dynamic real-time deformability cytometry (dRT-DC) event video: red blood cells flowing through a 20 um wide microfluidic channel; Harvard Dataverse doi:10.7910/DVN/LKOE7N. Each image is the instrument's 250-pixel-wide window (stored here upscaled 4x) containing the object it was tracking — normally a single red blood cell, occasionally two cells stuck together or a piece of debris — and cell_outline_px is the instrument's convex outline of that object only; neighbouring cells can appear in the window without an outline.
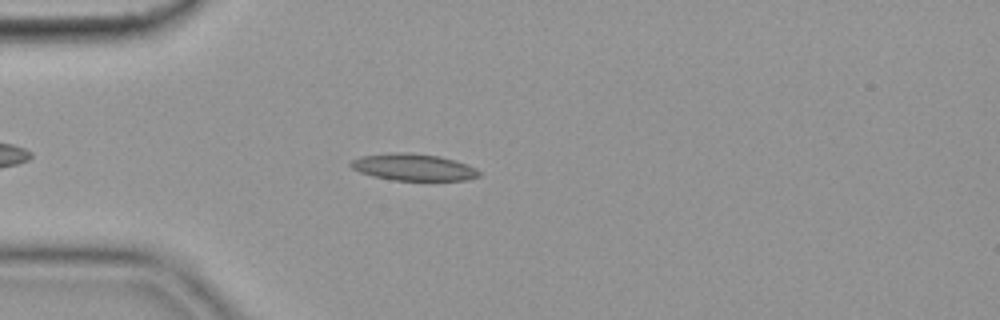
{"species": "common noctule bat (a hibernating species)", "species_latin": "Nyctalus noctula", "temperature_condition": "cold", "stored_images_in_passage": 41, "camera_frame_rate_fps": 3000, "um_per_image_px": 0.085, "animal": {"sex": "female", "body_mass_g": 19.9}, "frame": {"image": 1, "passage_image": 8, "time_ms": 2.333, "image_size_px": [1000, 320], "cell_outline_px": [[480, 176], [468, 180], [392, 180], [372, 176], [360, 172], [352, 168], [348, 164], [352, 160], [360, 156], [392, 152], [412, 152], [440, 156], [476, 168], [480, 172]], "centroid_in_image_um": [35.1, 14.2], "position_along_channel_um": 49.9, "area_um2": 20.11}}
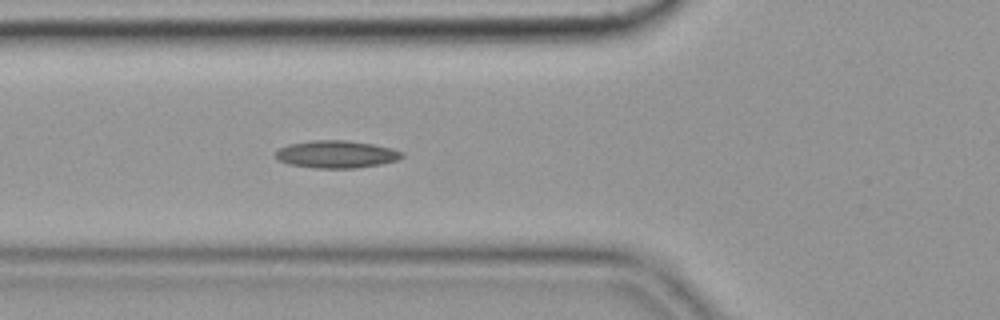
{"frame": {"image": 2, "passage_image": 13, "time_ms": 4.0, "image_size_px": [1000, 320], "cell_outline_px": [[404, 156], [396, 160], [380, 164], [356, 168], [316, 168], [288, 164], [276, 160], [276, 152], [280, 148], [288, 144], [312, 140], [344, 140], [372, 144], [392, 148], [404, 152]], "centroid_in_image_um": [28.58, 13.11], "position_along_channel_um": 97.2, "area_um2": 20.23}}
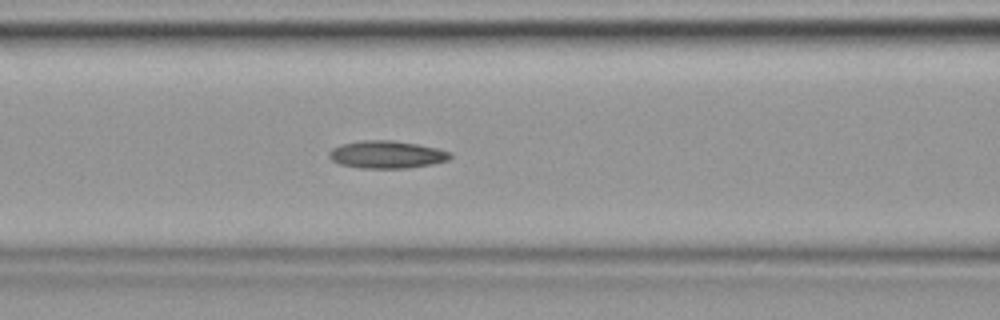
{"frame": {"image": 3, "passage_image": 16, "time_ms": 5.0, "image_size_px": [1000, 320], "cell_outline_px": [[452, 156], [448, 160], [432, 164], [408, 168], [360, 168], [340, 164], [332, 160], [328, 156], [328, 152], [332, 148], [340, 144], [364, 140], [392, 140], [420, 144], [452, 152]], "centroid_in_image_um": [32.88, 13.13], "position_along_channel_um": 133.7, "area_um2": 19.59}, "authors_computed_cell_mechanics": {"area_um2": 19.0162, "velocity_mm_per_s": 3.6077, "shape_relaxation_time_tau1_ms": null, "shape_relaxation_time_tau2_ms": 4.2276, "deformation_change_tau1": null, "deformation_change_tau2": 0.1139}}